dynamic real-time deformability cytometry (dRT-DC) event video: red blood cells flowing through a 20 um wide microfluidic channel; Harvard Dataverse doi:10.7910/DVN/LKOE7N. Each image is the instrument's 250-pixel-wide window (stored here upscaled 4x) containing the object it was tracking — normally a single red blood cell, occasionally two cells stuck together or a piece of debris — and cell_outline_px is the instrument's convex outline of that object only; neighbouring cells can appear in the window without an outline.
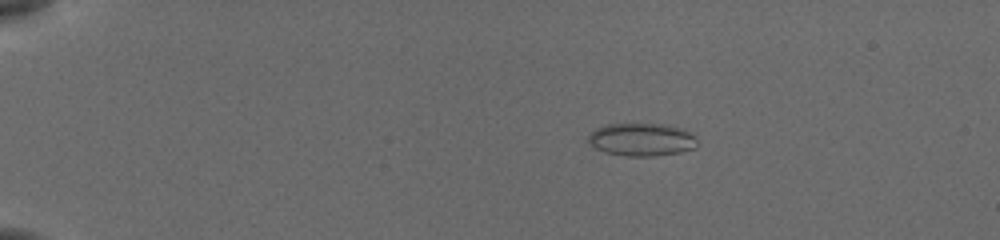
{"species": "common noctule bat (a hibernating species)", "species_latin": "Nyctalus noctula", "temperature_condition": "cold", "stored_images_in_passage": 49, "camera_frame_rate_fps": 3000, "um_per_image_px": 0.085, "animal": {"sex": "female", "body_mass_g": 19.5, "forearm_length_mm": 54.1}, "frame": {"image": 1, "passage_image": 5, "time_ms": 1.333, "image_size_px": [1000, 240], "cell_outline_px": [[696, 148], [680, 152], [652, 156], [628, 156], [604, 152], [596, 148], [584, 140], [596, 128], [604, 124], [660, 124], [684, 128], [696, 136]], "centroid_in_image_um": [54.53, 11.86], "position_along_channel_um": 30.5, "area_um2": 21.04}}
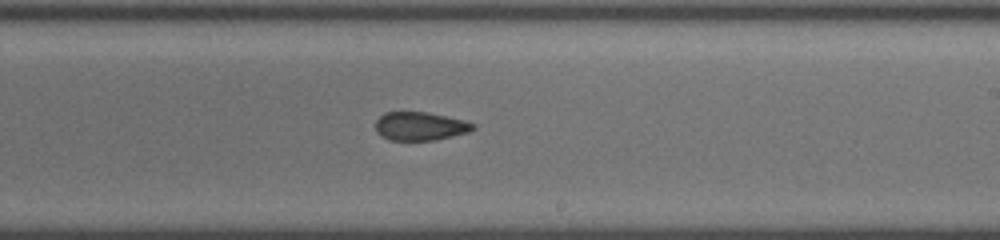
{"frame": {"image": 2, "passage_image": 29, "time_ms": 9.333, "image_size_px": [1000, 240], "cell_outline_px": [[476, 128], [468, 132], [436, 140], [388, 140], [380, 136], [376, 132], [376, 120], [384, 112], [428, 112], [464, 120], [476, 124]], "centroid_in_image_um": [35.7, 10.73], "position_along_channel_um": 253.3, "area_um2": 16.3}}
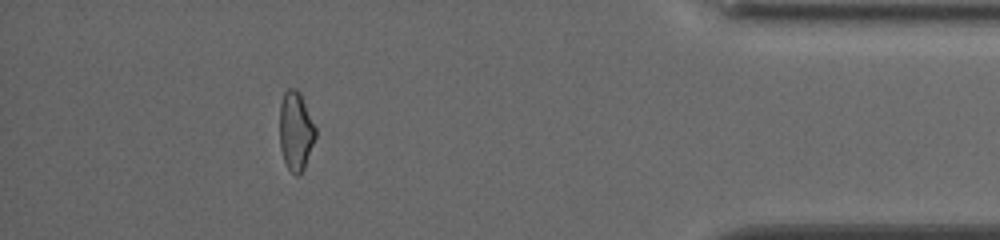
{"frame": {"image": 3, "passage_image": 44, "time_ms": 14.333, "image_size_px": [1000, 240], "cell_outline_px": [[316, 136], [304, 168], [296, 176], [288, 168], [284, 160], [280, 148], [280, 104], [284, 92], [288, 88], [296, 88], [300, 92], [316, 128]], "centroid_in_image_um": [25.13, 11.11], "position_along_channel_um": 410.1, "area_um2": 16.42}, "authors_computed_cell_mechanics": {"area_um2": 17.34, "velocity_mm_per_s": 3.8967, "shape_relaxation_time_tau1_ms": null, "shape_relaxation_time_tau2_ms": 1.6704, "deformation_change_tau1": null, "deformation_change_tau2": 0.0801}}